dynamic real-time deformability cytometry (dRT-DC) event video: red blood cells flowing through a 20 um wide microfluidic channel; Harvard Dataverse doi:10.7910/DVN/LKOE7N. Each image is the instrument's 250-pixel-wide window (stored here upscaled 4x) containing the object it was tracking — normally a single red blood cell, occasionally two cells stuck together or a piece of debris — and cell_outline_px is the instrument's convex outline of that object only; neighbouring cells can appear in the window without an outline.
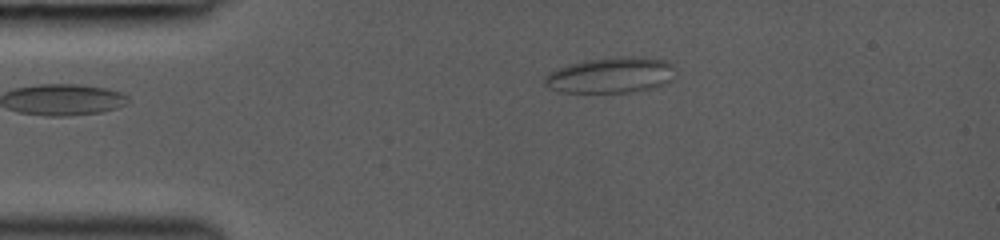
{"species": "common noctule bat (a hibernating species)", "species_latin": "Nyctalus noctula", "temperature_condition": "room temperature", "stored_images_in_passage": 35, "camera_frame_rate_fps": 3000, "um_per_image_px": 0.085, "animal": {"sex": "female", "body_mass_g": 19.0, "forearm_length_mm": 53.3}, "frame": {"image": 1, "passage_image": 1, "time_ms": 0.0, "image_size_px": [1000, 240], "cell_outline_px": [[672, 80], [656, 88], [632, 92], [560, 92], [548, 88], [544, 84], [544, 76], [548, 72], [572, 64], [588, 60], [628, 56], [640, 56], [664, 60], [672, 64]], "centroid_in_image_um": [51.91, 6.4], "position_along_channel_um": 33.1, "area_um2": 27.11}}
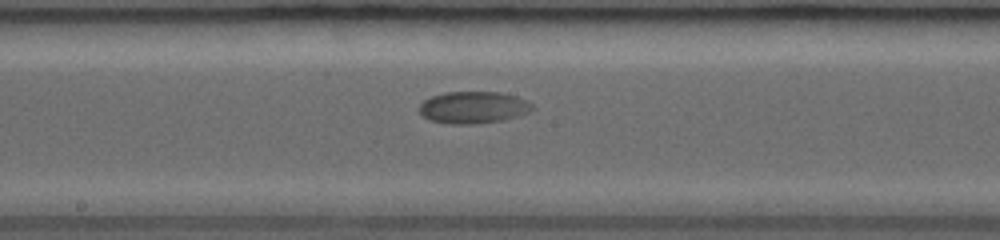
{"frame": {"image": 2, "passage_image": 16, "time_ms": 5.333, "image_size_px": [1000, 240], "cell_outline_px": [[536, 108], [528, 112], [504, 120], [476, 124], [452, 124], [428, 120], [420, 112], [420, 104], [424, 100], [432, 96], [444, 92], [500, 92], [516, 96], [528, 100]], "centroid_in_image_um": [40.25, 9.13], "position_along_channel_um": 207.9, "area_um2": 21.15}}
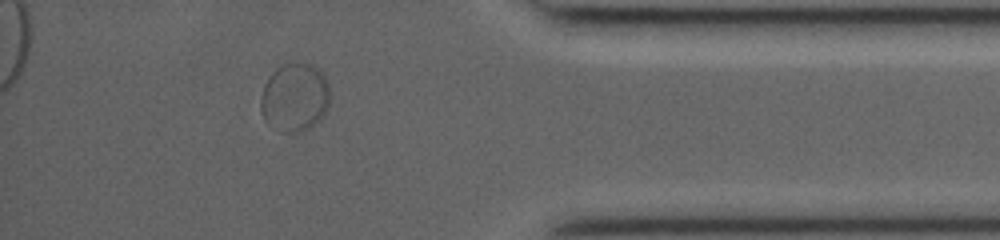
{"frame": {"image": 3, "passage_image": 31, "time_ms": 10.667, "image_size_px": [1000, 240], "cell_outline_px": [[328, 108], [324, 116], [320, 120], [308, 128], [296, 132], [280, 132], [264, 120], [260, 112], [260, 100], [264, 84], [268, 76], [276, 68], [284, 64], [312, 64], [320, 68], [328, 84]], "centroid_in_image_um": [25.03, 8.28], "position_along_channel_um": 410.2, "area_um2": 27.74}}